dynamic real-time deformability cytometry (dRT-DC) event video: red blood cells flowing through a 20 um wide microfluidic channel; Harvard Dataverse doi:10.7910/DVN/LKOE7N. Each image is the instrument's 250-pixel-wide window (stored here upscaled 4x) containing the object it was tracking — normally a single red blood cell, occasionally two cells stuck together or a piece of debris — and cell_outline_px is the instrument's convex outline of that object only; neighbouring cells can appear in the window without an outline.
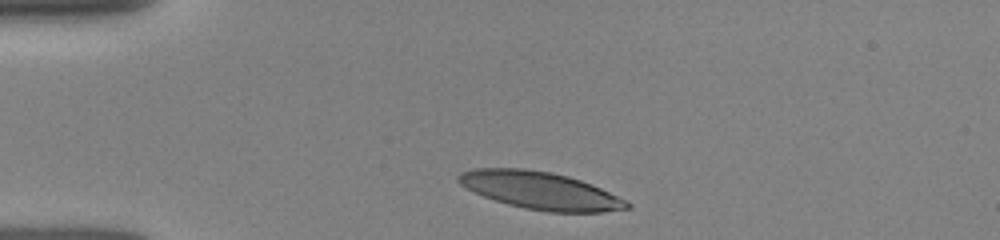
{"species": "human", "species_latin": "Homo sapiens", "temperature_condition": "room temperature", "stored_images_in_passage": 12, "camera_frame_rate_fps": 3000, "um_per_image_px": 0.085, "donor": {"sex": "female"}, "frame": {"image": 1, "passage_image": 1, "time_ms": 0.0, "image_size_px": [1000, 240], "cell_outline_px": [[632, 208], [604, 212], [548, 212], [524, 208], [508, 204], [484, 196], [460, 184], [456, 180], [456, 176], [460, 172], [472, 168], [524, 168], [552, 172], [568, 176], [592, 184], [632, 204]], "centroid_in_image_um": [45.91, 16.19], "position_along_channel_um": 39.1, "area_um2": 36.7}}
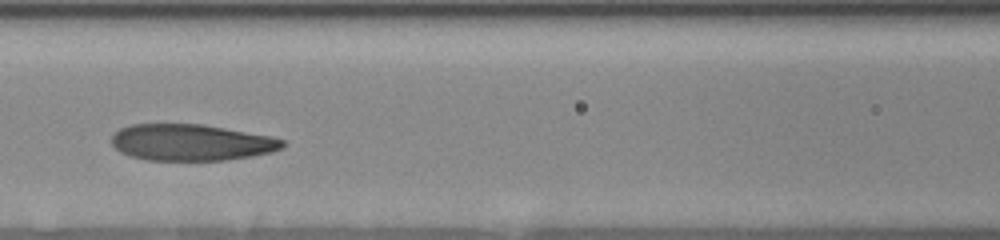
{"frame": {"image": 2, "passage_image": 9, "time_ms": 3.667, "image_size_px": [1000, 240], "cell_outline_px": [[288, 144], [284, 148], [272, 152], [252, 156], [224, 160], [148, 160], [132, 156], [120, 152], [112, 144], [112, 136], [120, 128], [128, 124], [204, 124], [272, 136], [284, 140]], "centroid_in_image_um": [16.3, 12.1], "position_along_channel_um": 150.3, "area_um2": 36.53}}
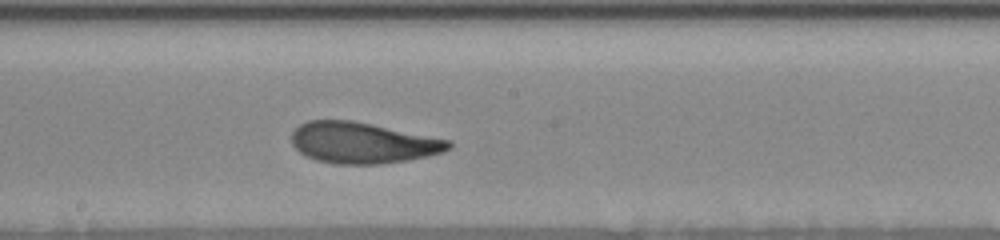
{"frame": {"image": 3, "passage_image": 12, "time_ms": 5.333, "image_size_px": [1000, 240], "cell_outline_px": [[452, 148], [444, 152], [428, 156], [408, 160], [380, 164], [336, 164], [316, 160], [300, 152], [292, 144], [292, 132], [300, 124], [308, 120], [352, 120], [452, 140]], "centroid_in_image_um": [30.86, 12.14], "position_along_channel_um": 217.3, "area_um2": 37.69}}